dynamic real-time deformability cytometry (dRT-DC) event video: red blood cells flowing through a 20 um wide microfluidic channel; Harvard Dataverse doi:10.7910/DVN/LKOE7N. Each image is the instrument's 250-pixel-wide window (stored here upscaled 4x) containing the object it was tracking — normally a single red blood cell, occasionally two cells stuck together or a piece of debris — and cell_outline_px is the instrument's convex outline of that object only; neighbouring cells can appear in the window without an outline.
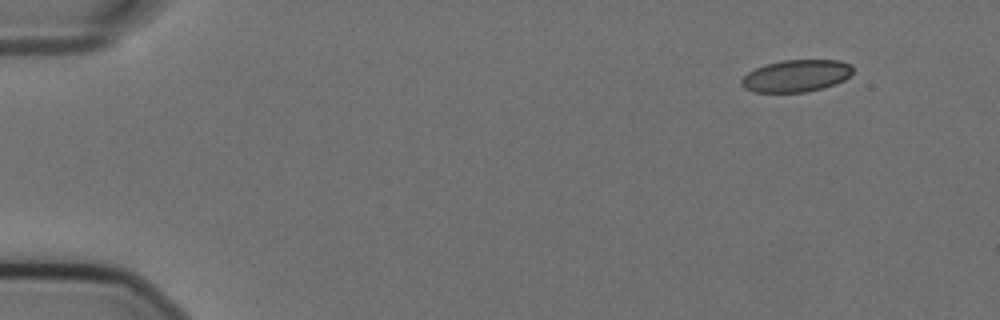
{"species": "Egyptian fruit bat (a non-hibernating species)", "species_latin": "Rousettus aegyptiacus", "temperature_condition": "cold", "stored_images_in_passage": 53, "camera_frame_rate_fps": 3000, "um_per_image_px": 0.085, "animal": {"sex": "female"}, "frame": {"image": 1, "passage_image": 1, "time_ms": 0.0, "image_size_px": [1000, 320], "cell_outline_px": [[852, 72], [844, 80], [836, 84], [824, 88], [804, 92], [756, 92], [744, 88], [740, 84], [740, 80], [748, 72], [764, 64], [784, 60], [840, 60], [848, 64], [852, 68]], "centroid_in_image_um": [67.65, 6.45], "position_along_channel_um": 17.3, "area_um2": 20.81}}
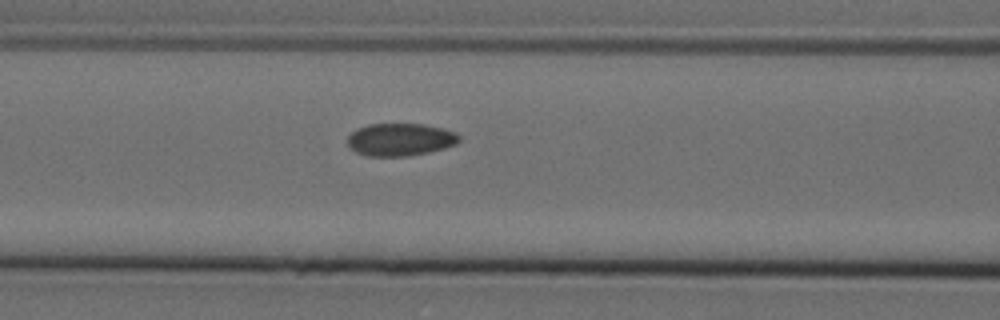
{"frame": {"image": 2, "passage_image": 20, "time_ms": 6.333, "image_size_px": [1000, 320], "cell_outline_px": [[460, 140], [456, 144], [444, 148], [428, 152], [408, 156], [368, 156], [356, 152], [348, 148], [348, 136], [356, 128], [368, 124], [424, 124], [444, 128], [456, 132], [460, 136]], "centroid_in_image_um": [34.02, 11.86], "position_along_channel_um": 132.6, "area_um2": 21.39}}
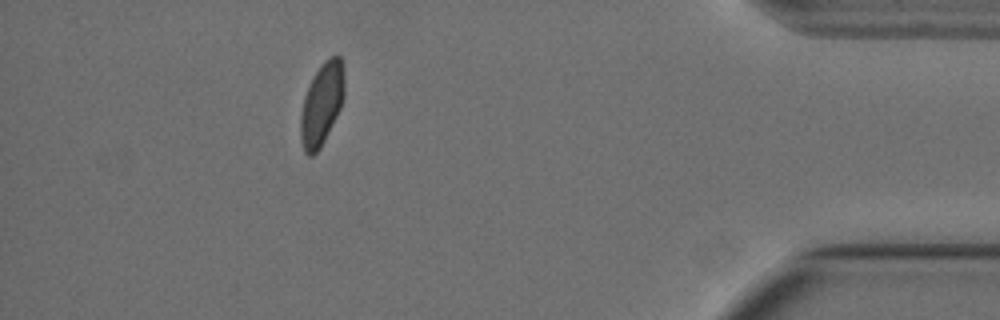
{"frame": {"image": 3, "passage_image": 47, "time_ms": 15.333, "image_size_px": [1000, 320], "cell_outline_px": [[344, 96], [340, 108], [320, 148], [312, 156], [308, 156], [304, 152], [300, 140], [300, 116], [304, 96], [316, 72], [324, 60], [328, 56], [340, 56], [344, 64]], "centroid_in_image_um": [27.35, 8.83], "position_along_channel_um": 407.9, "area_um2": 20.98}, "authors_computed_cell_mechanics": {"area_um2": 21.4438, "velocity_mm_per_s": 3.5732, "shape_relaxation_time_tau1_ms": 5.535, "shape_relaxation_time_tau2_ms": 2.0405, "deformation_change_tau1": 0.1127, "deformation_change_tau2": 0.0423}}